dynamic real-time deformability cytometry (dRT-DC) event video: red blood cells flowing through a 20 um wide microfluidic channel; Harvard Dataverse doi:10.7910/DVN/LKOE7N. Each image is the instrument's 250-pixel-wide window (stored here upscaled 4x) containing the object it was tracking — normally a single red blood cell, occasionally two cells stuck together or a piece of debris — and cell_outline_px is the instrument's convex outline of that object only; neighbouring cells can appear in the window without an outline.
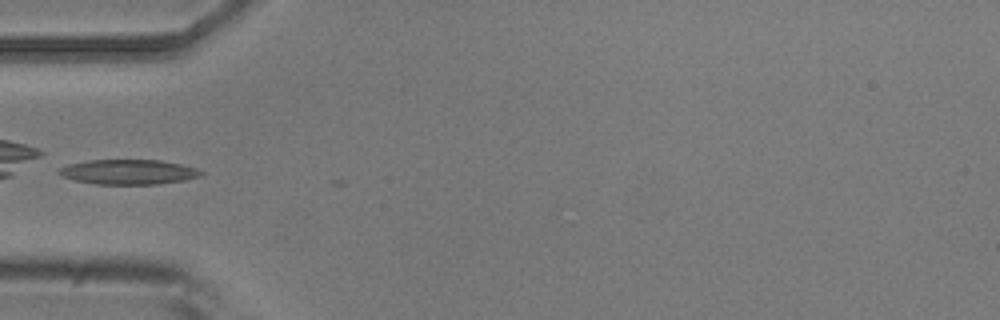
{"species": "common noctule bat (a hibernating species)", "species_latin": "Nyctalus noctula", "temperature_condition": "room temperature", "stored_images_in_passage": 2, "camera_frame_rate_fps": 3000, "um_per_image_px": 0.085, "animal": {"sex": "male", "body_mass_g": 20.5, "forearm_length_mm": 52.5}, "frame": {"image": 1, "passage_image": 1, "time_ms": 0.0, "image_size_px": [1000, 320], "cell_outline_px": [[204, 172], [200, 176], [184, 180], [156, 184], [96, 184], [76, 180], [60, 176], [56, 172], [60, 168], [68, 164], [88, 160], [160, 160], [180, 164], [196, 168]], "centroid_in_image_um": [10.89, 14.61], "position_along_channel_um": 74.1, "area_um2": 20.52}}